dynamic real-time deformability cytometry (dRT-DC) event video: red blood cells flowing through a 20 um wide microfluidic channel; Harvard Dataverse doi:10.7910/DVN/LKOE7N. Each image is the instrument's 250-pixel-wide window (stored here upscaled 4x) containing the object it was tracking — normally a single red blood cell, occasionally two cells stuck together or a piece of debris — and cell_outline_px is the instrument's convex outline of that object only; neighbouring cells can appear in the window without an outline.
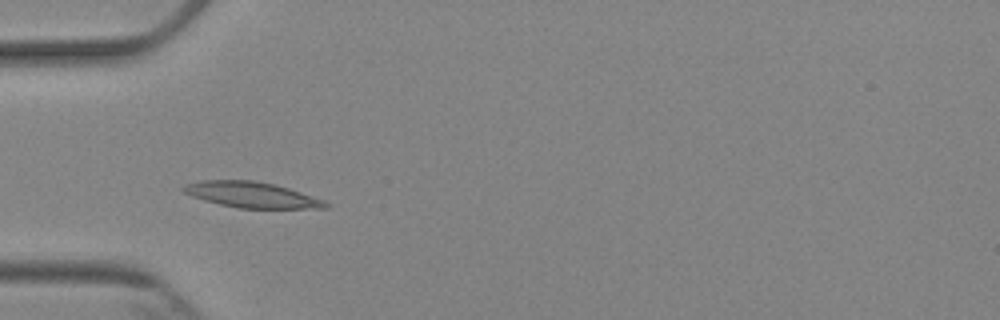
{"species": "Egyptian fruit bat (a non-hibernating species)", "species_latin": "Rousettus aegyptiacus", "temperature_condition": "cold", "stored_images_in_passage": 5, "camera_frame_rate_fps": 3000, "um_per_image_px": 0.085, "animal": {"sex": "female"}, "frame": {"image": 1, "passage_image": 4, "time_ms": 3.333, "image_size_px": [1000, 320], "cell_outline_px": [[332, 204], [328, 208], [236, 208], [204, 200], [192, 196], [184, 192], [180, 188], [184, 184], [200, 180], [252, 180], [276, 184], [324, 200]], "centroid_in_image_um": [21.38, 16.55], "position_along_channel_um": 63.6, "area_um2": 21.39}}
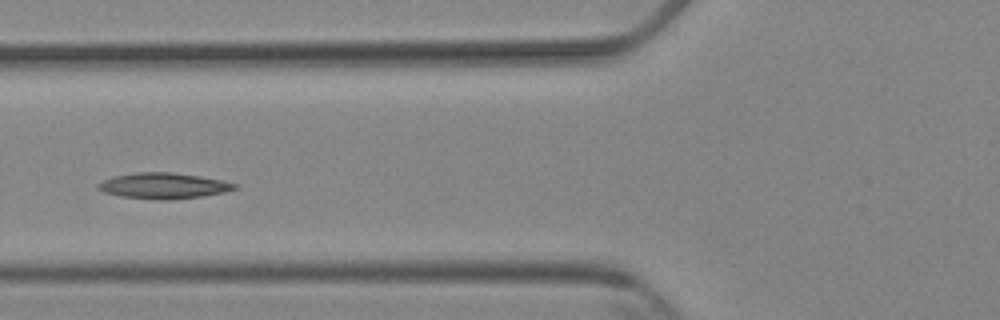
{"frame": {"image": 2, "passage_image": 5, "time_ms": 4.667, "image_size_px": [1000, 320], "cell_outline_px": [[240, 188], [224, 192], [204, 196], [172, 200], [160, 200], [120, 196], [104, 192], [96, 188], [96, 184], [112, 176], [136, 172], [172, 172], [200, 176], [224, 180], [240, 184]], "centroid_in_image_um": [13.95, 15.79], "position_along_channel_um": 111.9, "area_um2": 20.92}}